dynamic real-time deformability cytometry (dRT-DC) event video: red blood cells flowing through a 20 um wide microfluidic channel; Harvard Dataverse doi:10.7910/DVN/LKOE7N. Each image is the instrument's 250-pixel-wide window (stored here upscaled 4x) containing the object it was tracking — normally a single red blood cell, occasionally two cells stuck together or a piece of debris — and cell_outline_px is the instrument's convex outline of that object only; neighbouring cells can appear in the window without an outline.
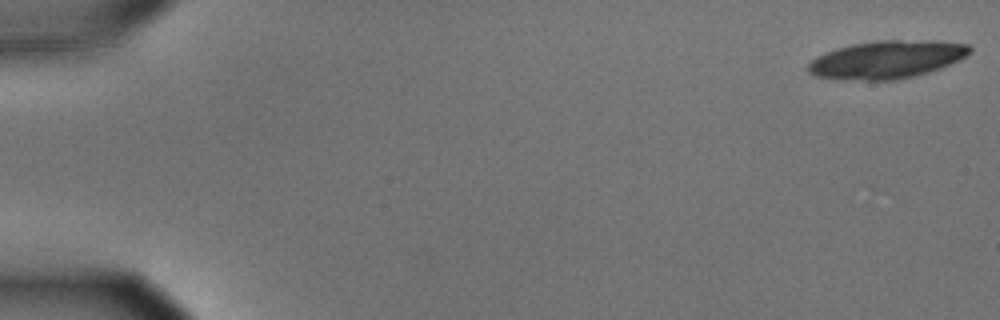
{"species": "common noctule bat (a hibernating species)", "species_latin": "Nyctalus noctula", "temperature_condition": "cold", "stored_images_in_passage": 22, "camera_frame_rate_fps": 3000, "um_per_image_px": 0.085, "animal": {"sex": "male", "body_mass_g": 15.6}, "frame": {"image": 1, "passage_image": 1, "time_ms": 0.0, "image_size_px": [1000, 320], "cell_outline_px": [[972, 52], [940, 68], [928, 72], [896, 80], [864, 80], [812, 76], [804, 68], [816, 56], [836, 48], [852, 44], [876, 40], [936, 40], [968, 44], [972, 48]], "centroid_in_image_um": [75.35, 5.04], "position_along_channel_um": 9.7, "area_um2": 35.6}}